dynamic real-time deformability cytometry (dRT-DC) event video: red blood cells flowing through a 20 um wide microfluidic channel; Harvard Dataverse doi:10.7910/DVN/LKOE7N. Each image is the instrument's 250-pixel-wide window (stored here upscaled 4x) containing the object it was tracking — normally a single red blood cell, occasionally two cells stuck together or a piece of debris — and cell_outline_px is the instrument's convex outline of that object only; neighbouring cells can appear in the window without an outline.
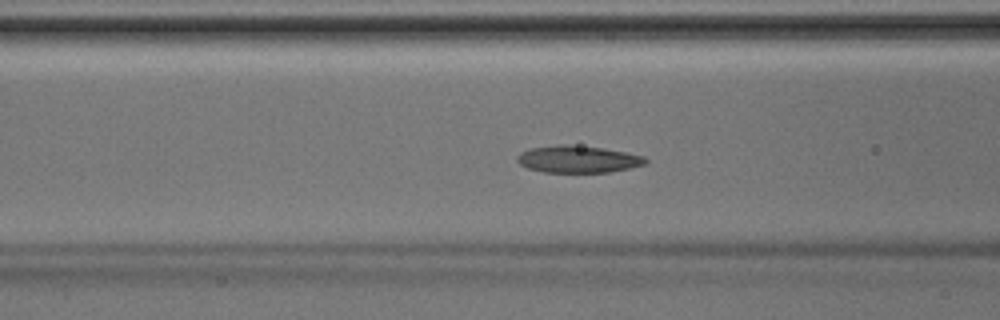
{"species": "Egyptian fruit bat (a non-hibernating species)", "species_latin": "Rousettus aegyptiacus", "temperature_condition": "room temperature", "stored_images_in_passage": 43, "camera_frame_rate_fps": 3000, "um_per_image_px": 0.085, "animal": {"sex": "male"}, "frame": {"image": 1, "passage_image": 17, "time_ms": 5.333, "image_size_px": [1000, 320], "cell_outline_px": [[648, 160], [644, 164], [628, 168], [608, 172], [544, 172], [528, 168], [520, 164], [516, 160], [516, 156], [520, 152], [532, 148], [556, 144], [568, 144], [604, 148], [644, 156]], "centroid_in_image_um": [49.09, 13.52], "position_along_channel_um": 117.5, "area_um2": 20.17}}
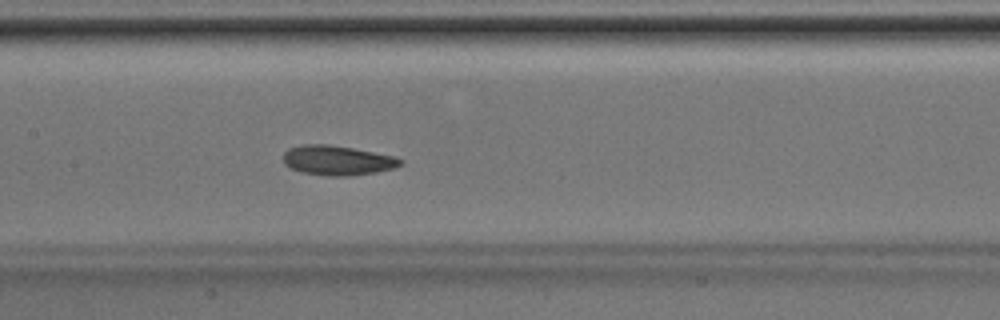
{"frame": {"image": 2, "passage_image": 21, "time_ms": 6.667, "image_size_px": [1000, 320], "cell_outline_px": [[404, 164], [392, 168], [376, 172], [352, 176], [328, 176], [300, 172], [288, 168], [284, 164], [284, 152], [288, 148], [300, 144], [328, 144], [352, 148], [396, 156], [404, 160]], "centroid_in_image_um": [28.67, 13.63], "position_along_channel_um": 178.7, "area_um2": 20.58}}
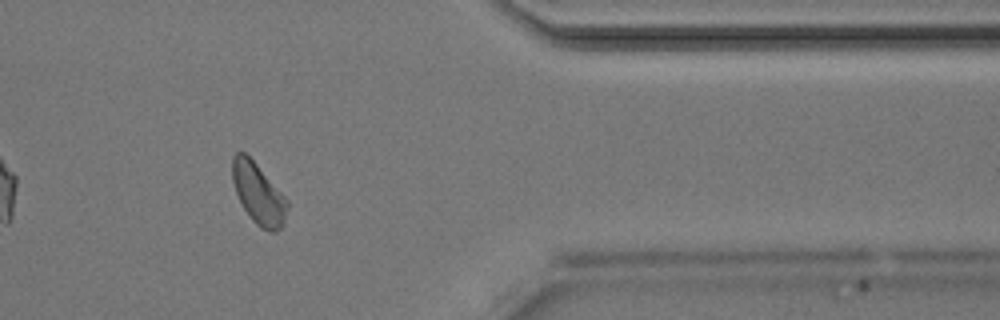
{"frame": {"image": 3, "passage_image": 36, "time_ms": 11.667, "image_size_px": [1000, 320], "cell_outline_px": [[288, 208], [280, 228], [276, 232], [268, 232], [260, 228], [252, 220], [244, 208], [236, 192], [232, 180], [232, 156], [236, 152], [244, 152], [256, 164], [288, 200]], "centroid_in_image_um": [21.95, 16.47], "position_along_channel_um": 389.5, "area_um2": 19.19}}